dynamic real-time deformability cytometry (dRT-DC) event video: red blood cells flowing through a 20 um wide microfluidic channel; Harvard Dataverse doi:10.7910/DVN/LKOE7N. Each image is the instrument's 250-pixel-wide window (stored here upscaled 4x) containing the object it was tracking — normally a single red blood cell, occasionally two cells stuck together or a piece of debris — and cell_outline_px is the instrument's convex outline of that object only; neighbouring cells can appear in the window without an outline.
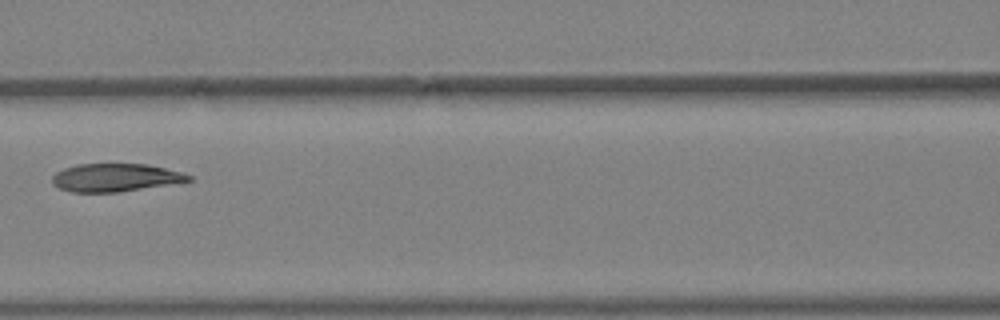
{"species": "Egyptian fruit bat (a non-hibernating species)", "species_latin": "Rousettus aegyptiacus", "temperature_condition": "warm", "stored_images_in_passage": 4, "camera_frame_rate_fps": 3000, "um_per_image_px": 0.085, "animal": {"sex": "female"}, "frame": {"image": 1, "passage_image": 4, "time_ms": 1.0, "image_size_px": [1000, 320], "cell_outline_px": [[192, 180], [116, 192], [72, 192], [60, 188], [52, 184], [52, 176], [56, 172], [64, 168], [76, 164], [148, 164], [180, 172], [192, 176]], "centroid_in_image_um": [9.74, 15.08], "position_along_channel_um": 156.9, "area_um2": 21.91}}